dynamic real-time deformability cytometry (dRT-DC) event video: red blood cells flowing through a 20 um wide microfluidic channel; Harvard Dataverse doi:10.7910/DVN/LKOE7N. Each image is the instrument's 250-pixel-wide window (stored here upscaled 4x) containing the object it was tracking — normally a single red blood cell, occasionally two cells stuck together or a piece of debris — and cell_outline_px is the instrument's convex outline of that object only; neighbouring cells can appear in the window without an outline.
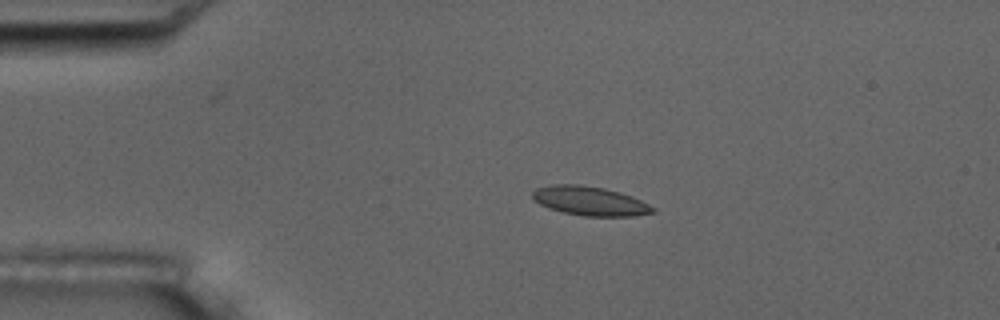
{"species": "common noctule bat (a hibernating species)", "species_latin": "Nyctalus noctula", "temperature_condition": "room temperature", "stored_images_in_passage": 3, "camera_frame_rate_fps": 3000, "um_per_image_px": 0.085, "animal": {"sex": "male", "body_mass_g": 17.5, "forearm_length_mm": 52.3}, "frame": {"image": 1, "passage_image": 1, "time_ms": 0.0, "image_size_px": [1000, 320], "cell_outline_px": [[656, 212], [632, 216], [584, 216], [564, 212], [548, 208], [532, 200], [532, 192], [536, 188], [552, 184], [580, 184], [604, 188], [620, 192], [632, 196], [656, 208]], "centroid_in_image_um": [50.12, 17.08], "position_along_channel_um": 34.9, "area_um2": 20.52}}
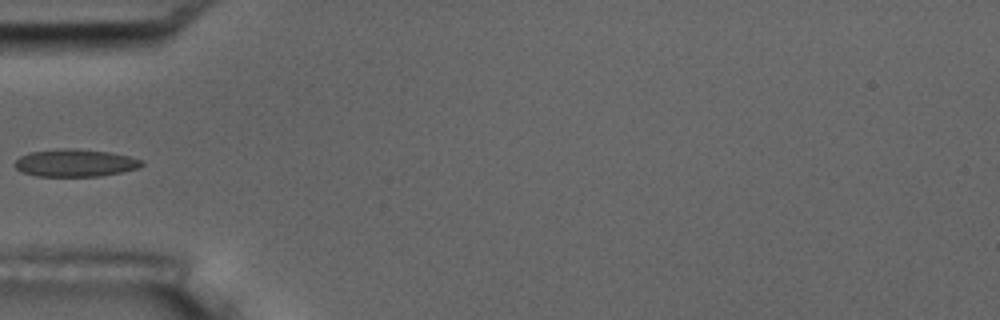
{"frame": {"image": 2, "passage_image": 3, "time_ms": 2.333, "image_size_px": [1000, 320], "cell_outline_px": [[144, 164], [136, 168], [120, 172], [96, 176], [36, 176], [24, 172], [16, 168], [12, 164], [20, 156], [28, 152], [64, 148], [72, 148], [108, 152], [128, 156], [144, 160]], "centroid_in_image_um": [6.35, 13.84], "position_along_channel_um": 78.6, "area_um2": 20.17}}